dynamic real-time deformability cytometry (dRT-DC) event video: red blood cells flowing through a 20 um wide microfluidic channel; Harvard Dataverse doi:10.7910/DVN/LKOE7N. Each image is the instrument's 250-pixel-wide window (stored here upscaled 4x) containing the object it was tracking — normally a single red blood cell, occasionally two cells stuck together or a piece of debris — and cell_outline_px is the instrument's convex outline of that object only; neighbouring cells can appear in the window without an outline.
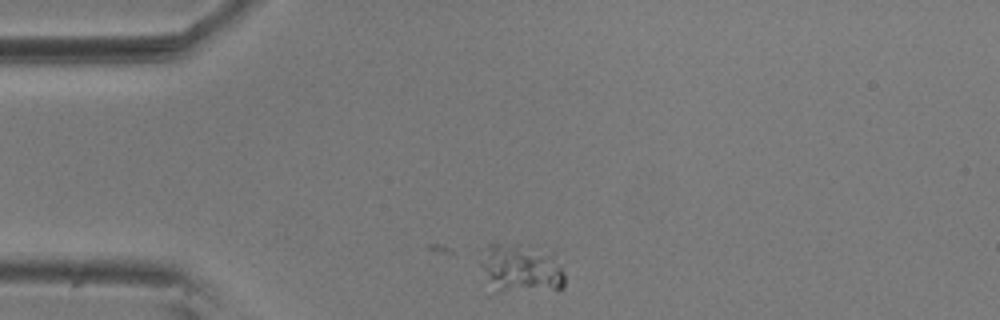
{"species": "common noctule bat (a hibernating species)", "species_latin": "Nyctalus noctula", "temperature_condition": "room temperature", "stored_images_in_passage": 2, "camera_frame_rate_fps": 3000, "um_per_image_px": 0.085, "animal": {"sex": "male", "body_mass_g": 20.5, "forearm_length_mm": 52.5}, "frame": {"image": 1, "passage_image": 2, "time_ms": 0.333, "image_size_px": [1000, 320], "cell_outline_px": [[564, 288], [496, 292], [480, 264], [488, 244], [520, 244], [556, 252], [564, 272]], "centroid_in_image_um": [44.37, 22.78], "position_along_channel_um": 40.6, "area_um2": 23.87}}